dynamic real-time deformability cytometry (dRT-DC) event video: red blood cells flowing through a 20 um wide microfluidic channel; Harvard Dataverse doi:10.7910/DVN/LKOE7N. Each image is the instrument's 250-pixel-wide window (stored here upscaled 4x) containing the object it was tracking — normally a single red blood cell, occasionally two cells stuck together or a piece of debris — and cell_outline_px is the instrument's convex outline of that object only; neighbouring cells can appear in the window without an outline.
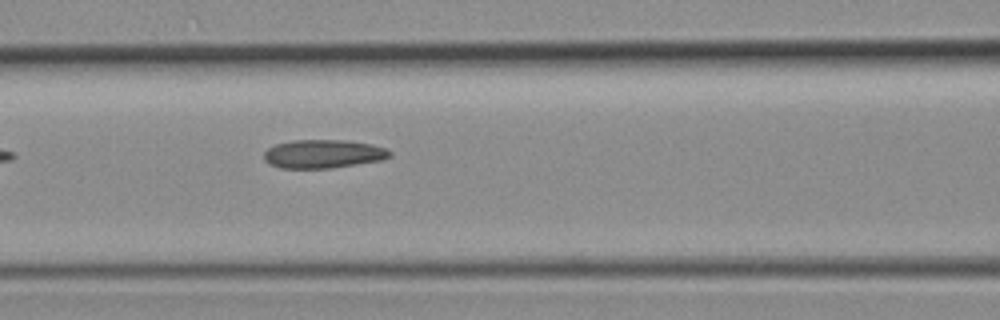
{"species": "common noctule bat (a hibernating species)", "species_latin": "Nyctalus noctula", "temperature_condition": "room temperature", "stored_images_in_passage": 5, "camera_frame_rate_fps": 3000, "um_per_image_px": 0.085, "animal": {"sex": "female", "body_mass_g": 19.3, "forearm_length_mm": 54.1}, "frame": {"image": 1, "passage_image": 5, "time_ms": 1.333, "image_size_px": [1000, 320], "cell_outline_px": [[392, 156], [380, 160], [332, 168], [280, 168], [268, 164], [264, 160], [264, 152], [268, 148], [276, 144], [292, 140], [344, 140], [368, 144], [384, 148], [392, 152]], "centroid_in_image_um": [27.42, 13.09], "position_along_channel_um": 139.2, "area_um2": 20.81}}